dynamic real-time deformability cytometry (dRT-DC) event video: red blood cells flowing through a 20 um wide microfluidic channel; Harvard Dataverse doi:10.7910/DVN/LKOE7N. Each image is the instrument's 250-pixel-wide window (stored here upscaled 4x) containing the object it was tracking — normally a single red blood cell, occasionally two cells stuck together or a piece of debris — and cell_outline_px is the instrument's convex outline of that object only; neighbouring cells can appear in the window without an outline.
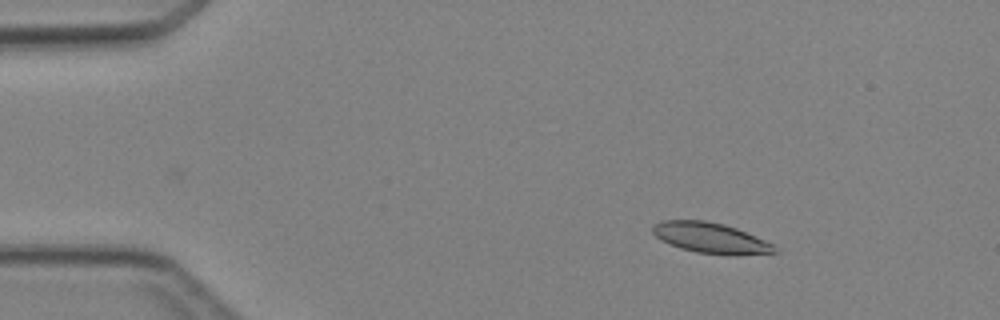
{"species": "Egyptian fruit bat (a non-hibernating species)", "species_latin": "Rousettus aegyptiacus", "temperature_condition": "cold", "stored_images_in_passage": 4, "camera_frame_rate_fps": 3000, "um_per_image_px": 0.085, "animal": {"sex": "female"}, "frame": {"image": 1, "passage_image": 2, "time_ms": 1.0, "image_size_px": [1000, 320], "cell_outline_px": [[780, 252], [736, 256], [696, 252], [680, 248], [660, 240], [652, 232], [652, 224], [660, 220], [704, 220], [724, 224], [736, 228], [764, 240], [772, 244]], "centroid_in_image_um": [60.38, 20.23], "position_along_channel_um": 24.6, "area_um2": 21.85}}
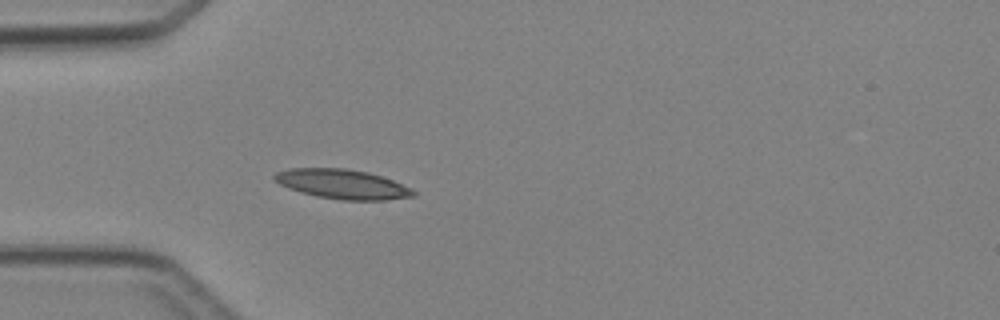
{"frame": {"image": 2, "passage_image": 4, "time_ms": 3.333, "image_size_px": [1000, 320], "cell_outline_px": [[416, 196], [384, 200], [340, 200], [316, 196], [300, 192], [288, 188], [272, 180], [272, 176], [276, 172], [288, 168], [344, 168], [368, 172], [392, 180], [412, 188], [416, 192]], "centroid_in_image_um": [29.07, 15.65], "position_along_channel_um": 55.9, "area_um2": 24.04}}